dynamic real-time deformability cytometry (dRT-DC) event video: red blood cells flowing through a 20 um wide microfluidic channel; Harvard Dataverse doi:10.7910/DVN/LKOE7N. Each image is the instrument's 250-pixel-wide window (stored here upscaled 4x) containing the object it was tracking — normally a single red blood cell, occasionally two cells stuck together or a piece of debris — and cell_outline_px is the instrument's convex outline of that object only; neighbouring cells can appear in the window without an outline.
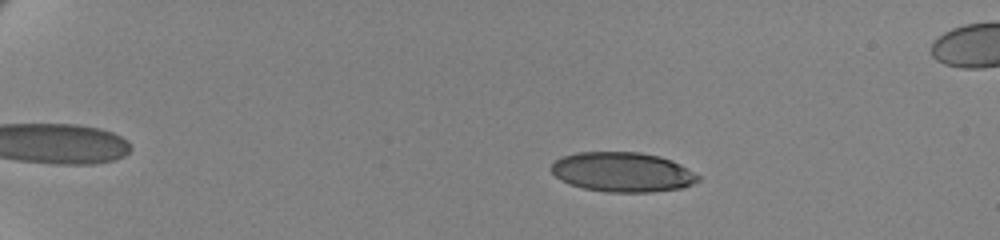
{"species": "human", "species_latin": "Homo sapiens", "temperature_condition": "cold", "stored_images_in_passage": 61, "camera_frame_rate_fps": 3000, "um_per_image_px": 0.085, "donor": {"sex": "female"}, "frame": {"image": 1, "passage_image": 13, "time_ms": 4.0, "image_size_px": [1000, 240], "cell_outline_px": [[700, 180], [684, 188], [652, 192], [604, 192], [584, 188], [568, 184], [560, 180], [552, 172], [552, 160], [560, 156], [576, 152], [640, 152], [660, 156], [672, 160], [680, 164], [700, 176]], "centroid_in_image_um": [52.9, 14.62], "position_along_channel_um": 32.1, "area_um2": 34.33}}
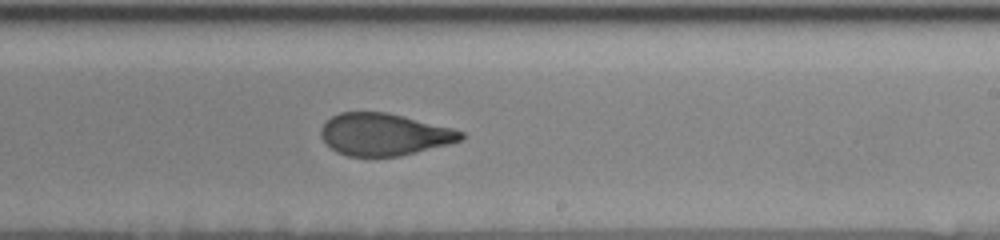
{"frame": {"image": 2, "passage_image": 41, "time_ms": 13.333, "image_size_px": [1000, 240], "cell_outline_px": [[464, 136], [460, 140], [448, 144], [400, 156], [348, 156], [336, 152], [320, 136], [320, 128], [332, 116], [340, 112], [388, 112], [452, 128], [464, 132]], "centroid_in_image_um": [32.63, 11.42], "position_along_channel_um": 256.4, "area_um2": 34.16}}
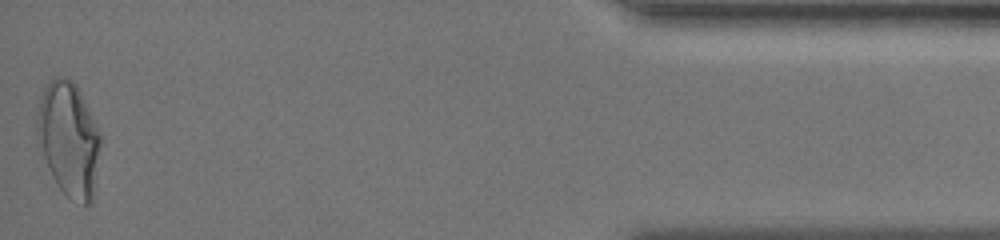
{"frame": {"image": 3, "passage_image": 61, "time_ms": 20.0, "image_size_px": [1000, 240], "cell_outline_px": [[104, 136], [92, 200], [88, 204], [84, 204], [68, 196], [56, 184], [36, 144], [36, 120], [40, 96], [48, 80], [52, 76], [60, 76], [72, 80], [76, 84]], "centroid_in_image_um": [5.85, 11.77], "position_along_channel_um": 429.3, "area_um2": 43.35}, "authors_computed_cell_mechanics": {"area_um2": 35.7204, "velocity_mm_per_s": 3.4893, "shape_relaxation_time_tau1_ms": 6.7011, "shape_relaxation_time_tau2_ms": 1.5396, "deformation_change_tau1": 0.1954, "deformation_change_tau2": 0.0695}}